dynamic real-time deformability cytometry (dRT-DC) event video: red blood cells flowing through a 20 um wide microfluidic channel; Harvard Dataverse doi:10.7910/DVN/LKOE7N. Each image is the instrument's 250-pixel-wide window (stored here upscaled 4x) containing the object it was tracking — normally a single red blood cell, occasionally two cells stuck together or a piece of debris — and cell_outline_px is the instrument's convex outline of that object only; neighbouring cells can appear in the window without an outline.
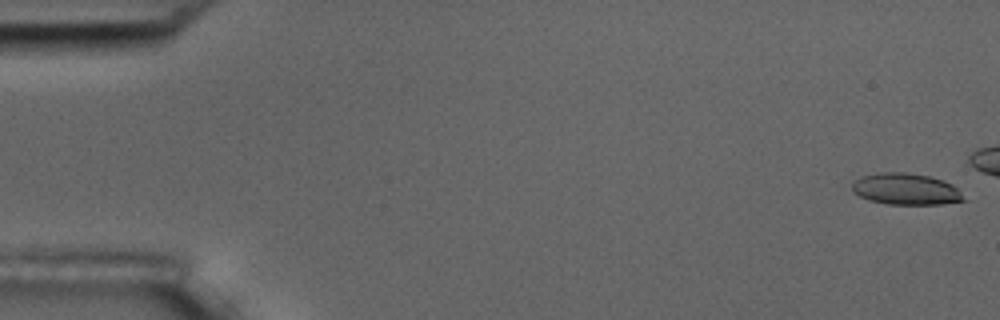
{"species": "common noctule bat (a hibernating species)", "species_latin": "Nyctalus noctula", "temperature_condition": "room temperature", "stored_images_in_passage": 8, "camera_frame_rate_fps": 3000, "um_per_image_px": 0.085, "animal": {"sex": "male", "body_mass_g": 17.5, "forearm_length_mm": 52.3}, "frame": {"image": 1, "passage_image": 1, "time_ms": 0.0, "image_size_px": [1000, 320], "cell_outline_px": [[968, 200], [940, 204], [888, 204], [868, 200], [852, 192], [852, 184], [860, 176], [884, 172], [904, 172], [928, 176], [944, 180], [952, 184]], "centroid_in_image_um": [77.0, 16.07], "position_along_channel_um": 8.0, "area_um2": 20.46}}